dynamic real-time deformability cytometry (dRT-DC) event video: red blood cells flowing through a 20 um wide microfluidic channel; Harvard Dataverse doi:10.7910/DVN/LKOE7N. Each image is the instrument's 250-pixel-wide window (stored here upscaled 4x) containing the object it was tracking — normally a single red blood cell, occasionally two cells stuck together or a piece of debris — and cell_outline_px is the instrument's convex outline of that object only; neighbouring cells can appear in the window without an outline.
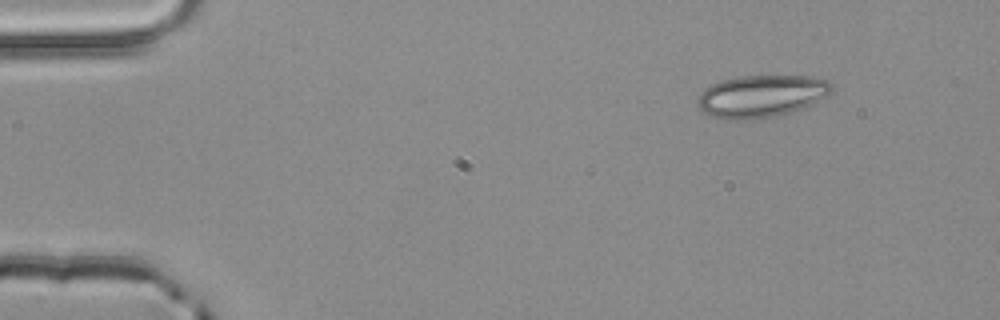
{"species": "common noctule bat (a hibernating species)", "species_latin": "Nyctalus noctula", "temperature_condition": "room temperature", "stored_images_in_passage": 3, "camera_frame_rate_fps": 3000, "um_per_image_px": 0.085, "animal": {"sex": "male", "body_mass_g": 20.4}, "frame": {"image": 1, "passage_image": 1, "time_ms": 0.0, "image_size_px": [1000, 320], "cell_outline_px": [[836, 88], [832, 92], [800, 108], [776, 116], [752, 120], [724, 120], [700, 112], [696, 104], [696, 100], [700, 92], [704, 88], [720, 80], [736, 76], [808, 76], [824, 80], [832, 84]], "centroid_in_image_um": [64.6, 8.18], "position_along_channel_um": 20.4, "area_um2": 33.23}}